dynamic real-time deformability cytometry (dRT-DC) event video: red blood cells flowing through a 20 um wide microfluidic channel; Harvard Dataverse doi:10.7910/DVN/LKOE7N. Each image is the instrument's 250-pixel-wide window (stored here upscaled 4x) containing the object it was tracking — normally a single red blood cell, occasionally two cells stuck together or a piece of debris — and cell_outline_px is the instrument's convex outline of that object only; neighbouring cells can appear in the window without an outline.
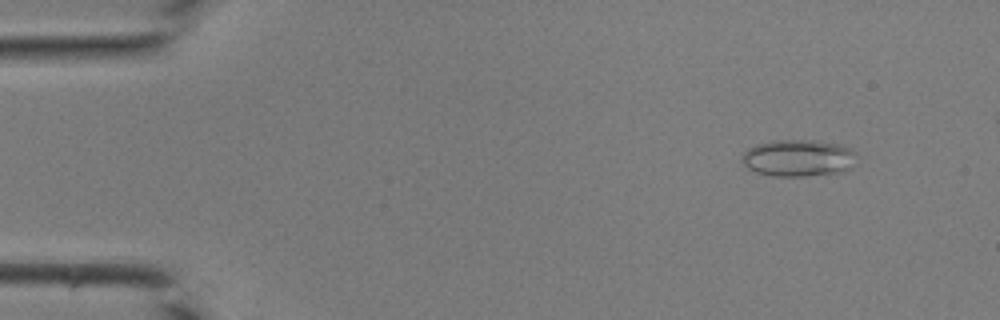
{"species": "common noctule bat (a hibernating species)", "species_latin": "Nyctalus noctula", "temperature_condition": "room temperature", "stored_images_in_passage": 39, "camera_frame_rate_fps": 3000, "um_per_image_px": 0.085, "animal": {"sex": "male", "body_mass_g": 19.0, "forearm_length_mm": 50.8}, "frame": {"image": 1, "passage_image": 2, "time_ms": 0.333, "image_size_px": [1000, 320], "cell_outline_px": [[856, 152], [852, 168], [844, 172], [804, 176], [772, 176], [756, 172], [748, 168], [740, 160], [744, 152], [748, 148], [756, 144], [772, 140], [812, 140], [840, 144], [852, 148]], "centroid_in_image_um": [67.87, 13.43], "position_along_channel_um": 17.1, "area_um2": 24.97}}
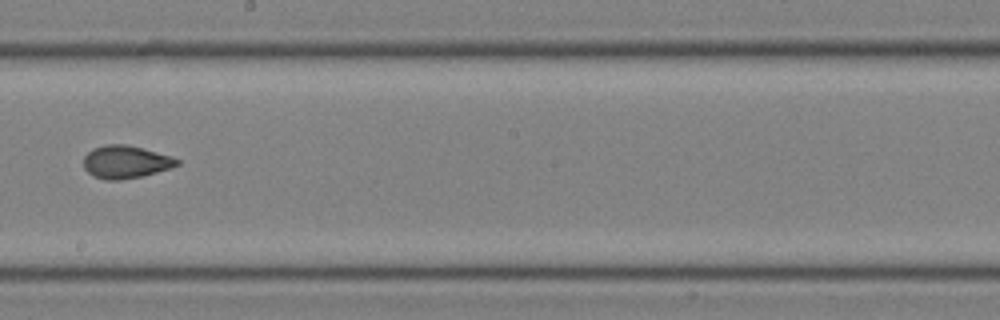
{"frame": {"image": 2, "passage_image": 22, "time_ms": 7.0, "image_size_px": [1000, 320], "cell_outline_px": [[180, 164], [172, 168], [140, 176], [120, 180], [108, 180], [96, 176], [88, 172], [84, 168], [84, 156], [92, 148], [104, 144], [124, 144], [144, 148], [172, 156], [180, 160]], "centroid_in_image_um": [10.7, 13.74], "position_along_channel_um": 237.5, "area_um2": 17.86}}
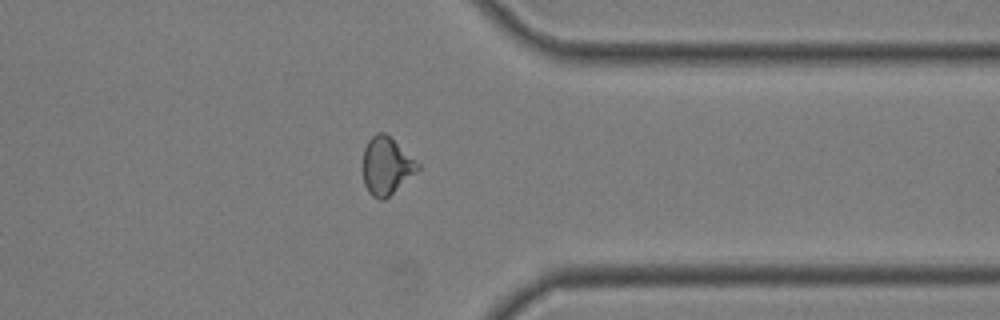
{"frame": {"image": 3, "passage_image": 31, "time_ms": 10.0, "image_size_px": [1000, 320], "cell_outline_px": [[420, 168], [416, 172], [384, 200], [380, 200], [372, 196], [368, 192], [364, 184], [360, 168], [364, 148], [368, 140], [376, 132], [384, 132], [420, 164]], "centroid_in_image_um": [32.78, 14.11], "position_along_channel_um": 378.6, "area_um2": 18.55}}